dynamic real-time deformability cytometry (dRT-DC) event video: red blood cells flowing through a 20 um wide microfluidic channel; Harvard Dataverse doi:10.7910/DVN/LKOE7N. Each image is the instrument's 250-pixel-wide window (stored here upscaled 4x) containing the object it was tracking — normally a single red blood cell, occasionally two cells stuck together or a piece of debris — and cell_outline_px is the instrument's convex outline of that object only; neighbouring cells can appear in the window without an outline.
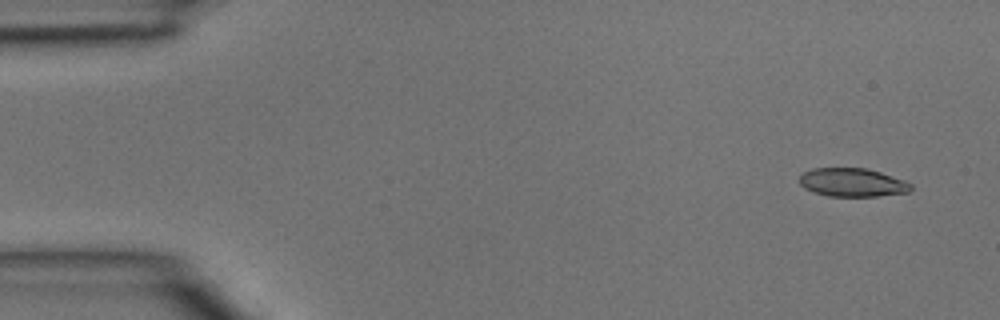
{"species": "common noctule bat (a hibernating species)", "species_latin": "Nyctalus noctula", "temperature_condition": "room temperature", "stored_images_in_passage": 4, "camera_frame_rate_fps": 3000, "um_per_image_px": 0.085, "animal": {"sex": "male", "body_mass_g": 15.6}, "frame": {"image": 1, "passage_image": 1, "time_ms": 0.0, "image_size_px": [1000, 320], "cell_outline_px": [[912, 188], [908, 192], [876, 196], [828, 196], [812, 192], [804, 188], [800, 184], [800, 176], [804, 172], [812, 168], [868, 168], [904, 180], [912, 184]], "centroid_in_image_um": [72.44, 15.5], "position_along_channel_um": 12.6, "area_um2": 18.5}}